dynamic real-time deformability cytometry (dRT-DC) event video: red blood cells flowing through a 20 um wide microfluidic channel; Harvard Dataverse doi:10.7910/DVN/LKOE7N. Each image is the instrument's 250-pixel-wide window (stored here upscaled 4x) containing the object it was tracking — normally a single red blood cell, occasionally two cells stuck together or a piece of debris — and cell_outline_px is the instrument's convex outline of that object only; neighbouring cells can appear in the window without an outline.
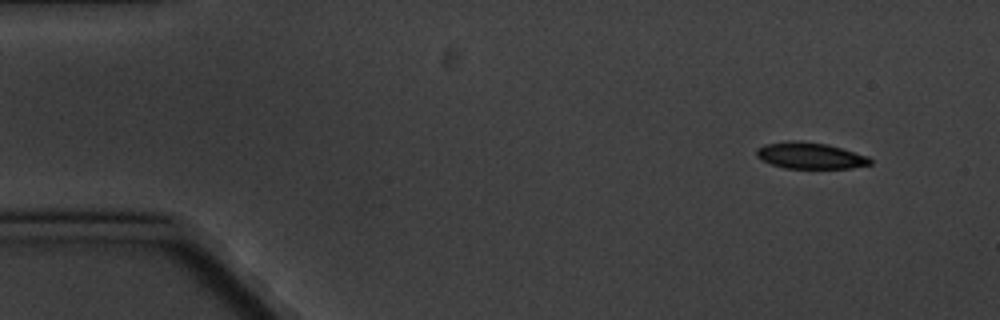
{"species": "common noctule bat (a hibernating species)", "species_latin": "Nyctalus noctula", "temperature_condition": "cold", "stored_images_in_passage": 10, "camera_frame_rate_fps": 3000, "um_per_image_px": 0.085, "animal": {"sex": "male", "body_mass_g": 20.1, "forearm_length_mm": 53.5}, "frame": {"image": 1, "passage_image": 1, "time_ms": 0.0, "image_size_px": [1000, 320], "cell_outline_px": [[872, 164], [852, 168], [784, 168], [772, 164], [756, 156], [756, 148], [764, 144], [788, 140], [800, 140], [828, 144], [868, 156], [872, 160]], "centroid_in_image_um": [68.86, 13.21], "position_along_channel_um": 16.1, "area_um2": 17.57}}
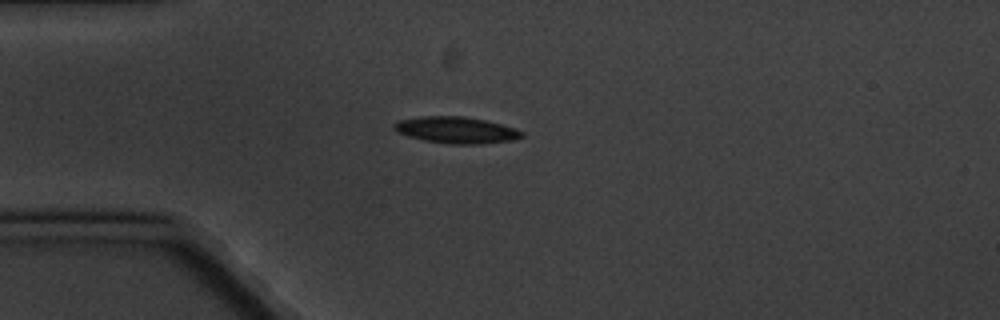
{"frame": {"image": 2, "passage_image": 4, "time_ms": 3.333, "image_size_px": [1000, 320], "cell_outline_px": [[524, 136], [512, 140], [480, 144], [452, 144], [424, 140], [408, 136], [396, 132], [392, 128], [392, 124], [396, 120], [420, 116], [464, 116], [484, 120], [516, 128], [524, 132]], "centroid_in_image_um": [38.73, 11.04], "position_along_channel_um": 46.3, "area_um2": 19.88}}
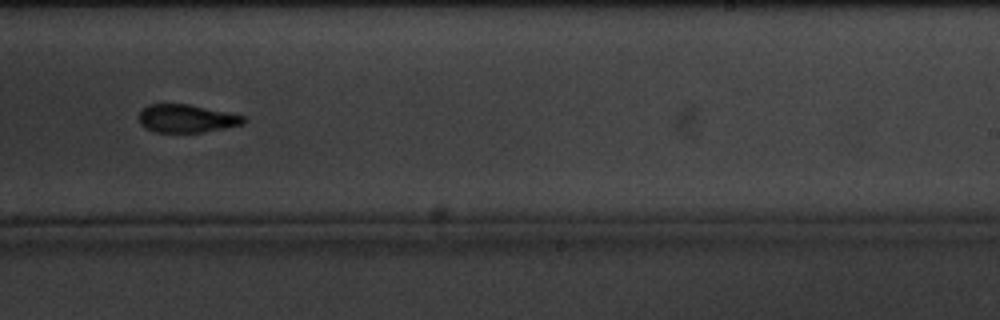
{"frame": {"image": 3, "passage_image": 10, "time_ms": 10.667, "image_size_px": [1000, 320], "cell_outline_px": [[248, 120], [244, 124], [204, 132], [156, 132], [144, 128], [140, 124], [140, 112], [148, 104], [188, 104], [228, 112], [244, 116]], "centroid_in_image_um": [15.88, 10.08], "position_along_channel_um": 273.1, "area_um2": 17.11}}